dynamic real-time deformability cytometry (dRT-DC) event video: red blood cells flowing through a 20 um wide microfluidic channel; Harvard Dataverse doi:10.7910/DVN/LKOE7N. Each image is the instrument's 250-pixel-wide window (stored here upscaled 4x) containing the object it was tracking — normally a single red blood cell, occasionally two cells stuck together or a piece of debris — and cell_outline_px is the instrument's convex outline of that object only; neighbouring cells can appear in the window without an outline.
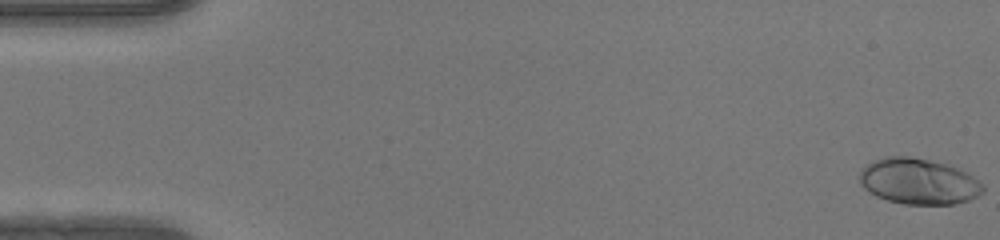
{"species": "human", "species_latin": "Homo sapiens", "temperature_condition": "warm", "stored_images_in_passage": 50, "camera_frame_rate_fps": 3000, "um_per_image_px": 0.085, "donor": {"sex": "female"}, "frame": {"image": 1, "passage_image": 1, "time_ms": 0.0, "image_size_px": [1000, 240], "cell_outline_px": [[984, 192], [968, 200], [952, 204], [904, 204], [888, 200], [876, 196], [868, 192], [860, 184], [856, 176], [872, 160], [884, 156], [908, 156], [948, 164], [972, 176], [984, 184]], "centroid_in_image_um": [78.03, 15.41], "position_along_channel_um": 7.0, "area_um2": 33.06}}
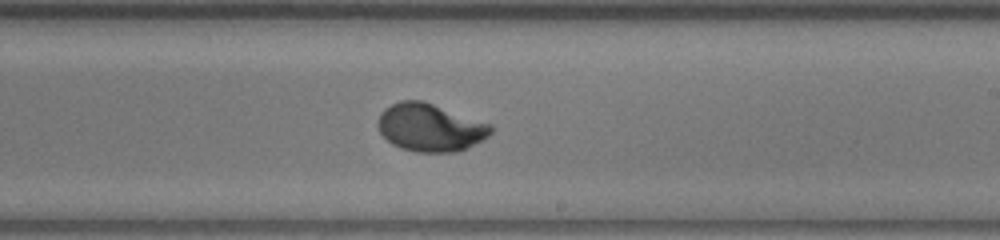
{"frame": {"image": 2, "passage_image": 30, "time_ms": 9.667, "image_size_px": [1000, 240], "cell_outline_px": [[496, 128], [488, 136], [456, 152], [416, 152], [400, 148], [392, 144], [380, 132], [376, 124], [380, 112], [384, 108], [400, 100], [424, 100], [492, 124]], "centroid_in_image_um": [36.55, 10.81], "position_along_channel_um": 252.5, "area_um2": 31.67}}
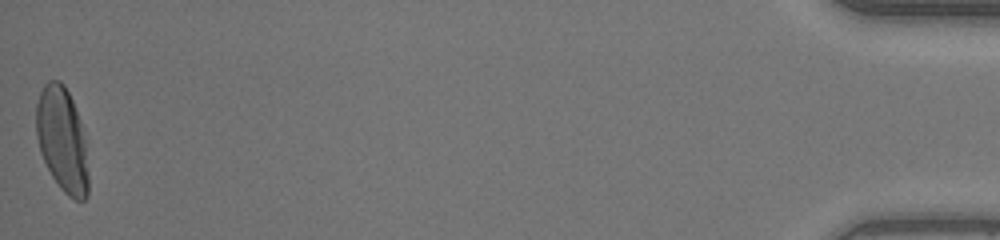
{"frame": {"image": 3, "passage_image": 50, "time_ms": 16.333, "image_size_px": [1000, 240], "cell_outline_px": [[88, 196], [84, 200], [76, 200], [68, 196], [60, 188], [52, 176], [40, 152], [36, 136], [36, 104], [40, 92], [44, 84], [48, 80], [60, 80], [64, 84], [72, 100], [80, 120], [84, 140], [88, 172]], "centroid_in_image_um": [5.27, 11.87], "position_along_channel_um": 429.9, "area_um2": 31.73}, "authors_computed_cell_mechanics": {"area_um2": 31.1253, "velocity_mm_per_s": 4.1863, "shape_relaxation_time_tau1_ms": 3.253, "shape_relaxation_time_tau2_ms": null, "deformation_change_tau1": 0.2043, "deformation_change_tau2": null}}